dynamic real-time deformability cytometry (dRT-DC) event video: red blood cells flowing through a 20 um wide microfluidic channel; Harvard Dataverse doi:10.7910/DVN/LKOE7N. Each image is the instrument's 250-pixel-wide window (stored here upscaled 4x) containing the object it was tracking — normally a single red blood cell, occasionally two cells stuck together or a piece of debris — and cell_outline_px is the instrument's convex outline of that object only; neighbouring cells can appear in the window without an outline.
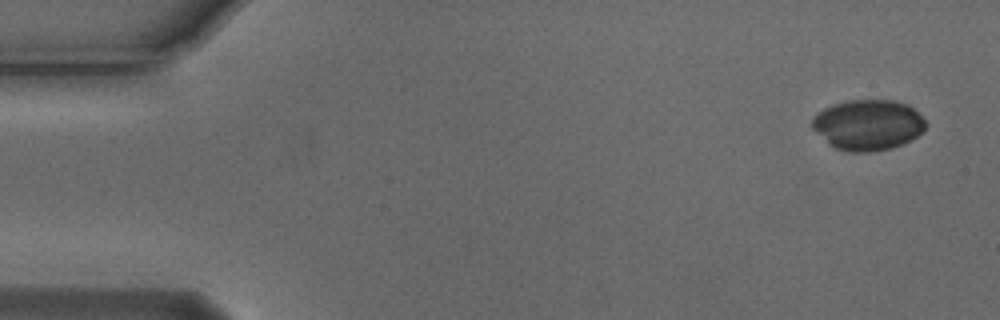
{"species": "Egyptian fruit bat (a non-hibernating species)", "species_latin": "Rousettus aegyptiacus", "temperature_condition": "cold", "stored_images_in_passage": 7, "camera_frame_rate_fps": 3000, "um_per_image_px": 0.085, "animal": {"sex": "male"}, "frame": {"image": 1, "passage_image": 1, "time_ms": 0.0, "image_size_px": [1000, 320], "cell_outline_px": [[928, 124], [916, 136], [900, 144], [888, 148], [872, 152], [848, 152], [836, 148], [828, 144], [812, 128], [812, 120], [816, 112], [832, 104], [848, 100], [892, 100], [908, 104]], "centroid_in_image_um": [73.72, 10.6], "position_along_channel_um": 11.3, "area_um2": 33.29}}
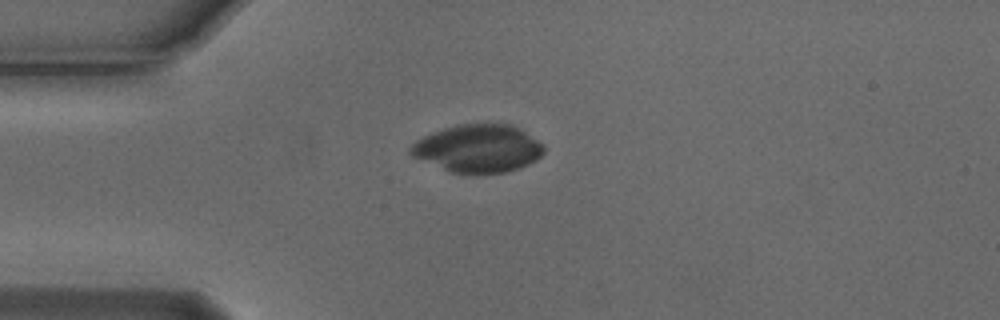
{"frame": {"image": 2, "passage_image": 4, "time_ms": 1.0, "image_size_px": [1000, 320], "cell_outline_px": [[544, 152], [536, 160], [520, 168], [504, 172], [448, 172], [412, 156], [408, 152], [408, 148], [416, 140], [424, 136], [444, 128], [460, 124], [512, 124], [520, 128], [544, 144]], "centroid_in_image_um": [40.63, 12.61], "position_along_channel_um": 44.4, "area_um2": 36.93}}